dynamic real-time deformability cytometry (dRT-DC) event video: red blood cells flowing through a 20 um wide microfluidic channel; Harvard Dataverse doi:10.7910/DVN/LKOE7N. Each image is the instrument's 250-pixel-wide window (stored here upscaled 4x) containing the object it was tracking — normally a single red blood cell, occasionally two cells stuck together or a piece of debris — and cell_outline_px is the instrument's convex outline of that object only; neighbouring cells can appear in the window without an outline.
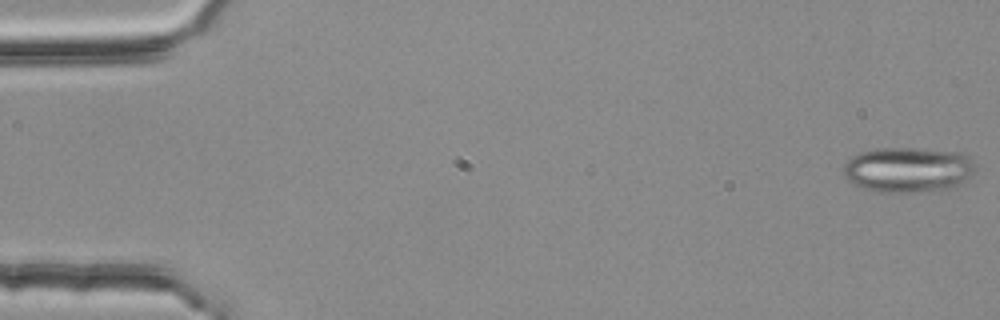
{"species": "common noctule bat (a hibernating species)", "species_latin": "Nyctalus noctula", "temperature_condition": "room temperature", "stored_images_in_passage": 36, "camera_frame_rate_fps": 3000, "um_per_image_px": 0.085, "animal": {"sex": "female", "body_mass_g": 25.1}, "frame": {"image": 1, "passage_image": 1, "time_ms": 0.0, "image_size_px": [1000, 320], "cell_outline_px": [[976, 172], [952, 188], [908, 192], [872, 192], [848, 180], [844, 176], [844, 164], [852, 156], [860, 152], [876, 148], [912, 148], [960, 152], [968, 156], [976, 164]], "centroid_in_image_um": [77.19, 14.41], "position_along_channel_um": 7.8, "area_um2": 34.8}}
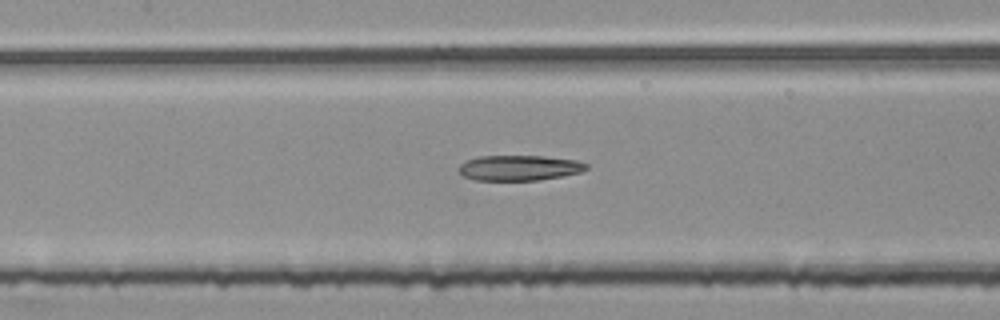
{"frame": {"image": 2, "passage_image": 25, "time_ms": 8.0, "image_size_px": [1000, 320], "cell_outline_px": [[588, 168], [580, 172], [540, 180], [476, 180], [464, 176], [456, 168], [460, 164], [468, 160], [480, 156], [544, 156], [576, 160], [588, 164]], "centroid_in_image_um": [44.13, 14.26], "position_along_channel_um": 163.3, "area_um2": 18.73}}
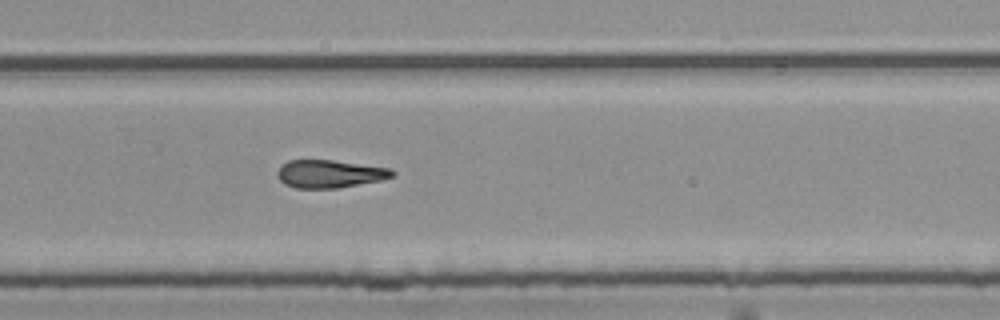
{"frame": {"image": 3, "passage_image": 36, "time_ms": 11.667, "image_size_px": [1000, 320], "cell_outline_px": [[396, 176], [380, 180], [336, 188], [296, 188], [284, 184], [280, 180], [276, 172], [280, 164], [288, 160], [332, 160], [392, 168], [396, 172]], "centroid_in_image_um": [28.02, 14.76], "position_along_channel_um": 301.8, "area_um2": 18.79}}